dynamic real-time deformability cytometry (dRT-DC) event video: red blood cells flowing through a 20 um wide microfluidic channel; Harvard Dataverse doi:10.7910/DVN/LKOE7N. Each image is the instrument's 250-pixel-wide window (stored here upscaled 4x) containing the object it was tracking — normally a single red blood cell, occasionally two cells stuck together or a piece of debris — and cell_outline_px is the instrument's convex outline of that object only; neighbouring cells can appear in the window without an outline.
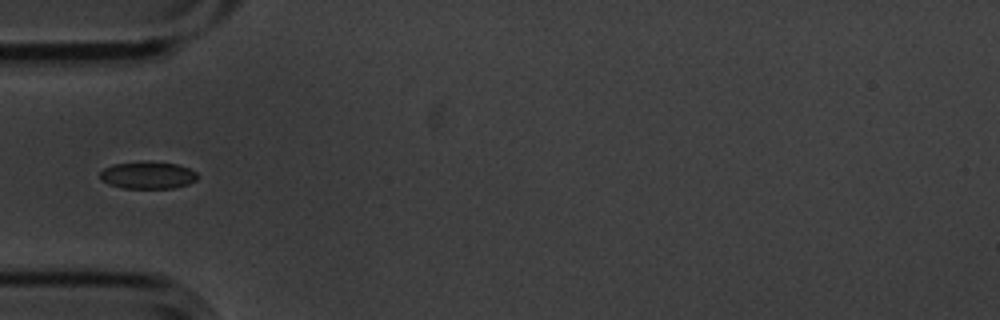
{"species": "common noctule bat (a hibernating species)", "species_latin": "Nyctalus noctula", "temperature_condition": "cold", "stored_images_in_passage": 7, "segment_of_instrument_passage": [2, 2], "camera_frame_rate_fps": 3000, "um_per_image_px": 0.085, "animal": {"sex": "male", "body_mass_g": 20.1, "forearm_length_mm": 53.5}, "frame": {"image": 1, "passage_image": 6, "time_ms": 1.667, "image_size_px": [1000, 320], "cell_outline_px": [[200, 176], [196, 180], [188, 184], [172, 188], [124, 188], [108, 184], [100, 180], [100, 172], [104, 168], [112, 164], [176, 164], [188, 168], [196, 172]], "centroid_in_image_um": [12.56, 14.94], "position_along_channel_um": 72.4, "area_um2": 14.8}}
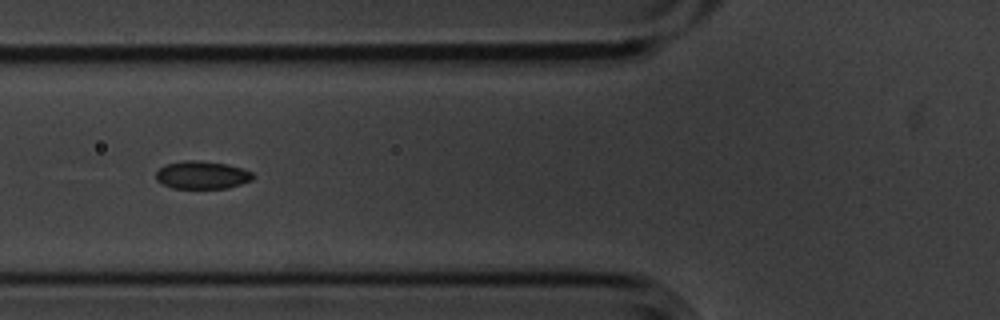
{"frame": {"image": 2, "passage_image": 7, "time_ms": 2.0, "image_size_px": [1000, 320], "cell_outline_px": [[256, 176], [252, 180], [228, 188], [172, 188], [156, 180], [156, 172], [164, 164], [184, 160], [196, 160], [228, 164], [244, 168], [252, 172]], "centroid_in_image_um": [17.2, 14.86], "position_along_channel_um": 108.6, "area_um2": 15.9}}